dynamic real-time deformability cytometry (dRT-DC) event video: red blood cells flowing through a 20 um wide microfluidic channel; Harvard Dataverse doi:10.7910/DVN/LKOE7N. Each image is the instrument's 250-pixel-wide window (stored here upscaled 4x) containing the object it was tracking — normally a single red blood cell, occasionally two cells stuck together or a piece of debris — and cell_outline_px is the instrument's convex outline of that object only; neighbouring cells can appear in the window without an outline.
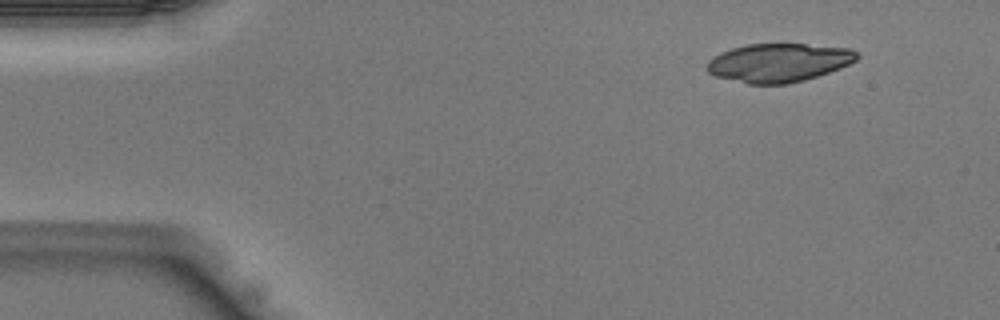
{"species": "Egyptian fruit bat (a non-hibernating species)", "species_latin": "Rousettus aegyptiacus", "temperature_condition": "warm", "stored_images_in_passage": 38, "camera_frame_rate_fps": 3000, "um_per_image_px": 0.085, "animal": {"sex": "male"}, "frame": {"image": 1, "passage_image": 1, "time_ms": 0.0, "image_size_px": [1000, 320], "cell_outline_px": [[860, 56], [856, 60], [840, 68], [804, 80], [784, 84], [748, 84], [716, 76], [708, 72], [708, 60], [720, 52], [732, 48], [748, 44], [804, 44], [848, 48], [856, 52]], "centroid_in_image_um": [66.17, 5.32], "position_along_channel_um": 18.8, "area_um2": 33.41}}